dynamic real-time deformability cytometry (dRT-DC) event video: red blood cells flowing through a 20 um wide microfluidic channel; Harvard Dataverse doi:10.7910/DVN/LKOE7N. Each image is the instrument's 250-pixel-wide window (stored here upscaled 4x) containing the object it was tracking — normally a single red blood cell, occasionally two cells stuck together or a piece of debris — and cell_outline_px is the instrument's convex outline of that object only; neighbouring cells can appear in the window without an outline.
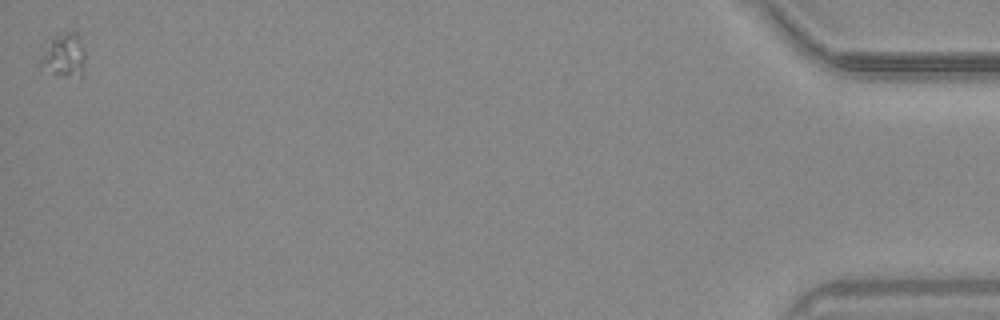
{"species": "common noctule bat (a hibernating species)", "species_latin": "Nyctalus noctula", "temperature_condition": "warm", "stored_images_in_passage": 44, "camera_frame_rate_fps": 3000, "um_per_image_px": 0.085, "animal": {"sex": "male", "body_mass_g": 20.4}, "frame": {"image": 1, "passage_image": 44, "time_ms": 14.333, "image_size_px": [1000, 320], "cell_outline_px": [[84, 76], [80, 76], [52, 72], [36, 64], [52, 36], [56, 32], [68, 28], [72, 28], [76, 32], [84, 48]], "centroid_in_image_um": [5.44, 4.58], "position_along_channel_um": 429.8, "area_um2": 11.68}}